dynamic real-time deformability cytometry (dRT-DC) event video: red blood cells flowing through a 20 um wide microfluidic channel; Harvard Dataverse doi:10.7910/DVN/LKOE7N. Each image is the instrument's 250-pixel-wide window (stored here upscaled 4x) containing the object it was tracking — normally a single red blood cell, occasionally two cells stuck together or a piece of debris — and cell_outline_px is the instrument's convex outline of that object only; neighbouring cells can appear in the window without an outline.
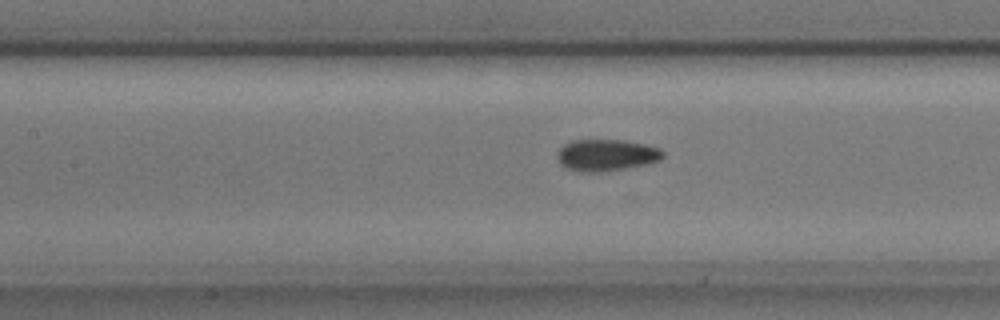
{"species": "common noctule bat (a hibernating species)", "species_latin": "Nyctalus noctula", "temperature_condition": "cold", "stored_images_in_passage": 34, "camera_frame_rate_fps": 3000, "um_per_image_px": 0.085, "animal": {"sex": "male", "body_mass_g": 17.9, "forearm_length_mm": 54.2}, "frame": {"image": 1, "passage_image": 9, "time_ms": 2.667, "image_size_px": [1000, 320], "cell_outline_px": [[664, 156], [660, 160], [648, 164], [600, 172], [580, 172], [568, 168], [560, 164], [556, 156], [556, 152], [564, 144], [572, 140], [624, 140], [644, 144], [660, 148], [664, 152]], "centroid_in_image_um": [51.53, 13.18], "position_along_channel_um": 155.9, "area_um2": 19.59}}
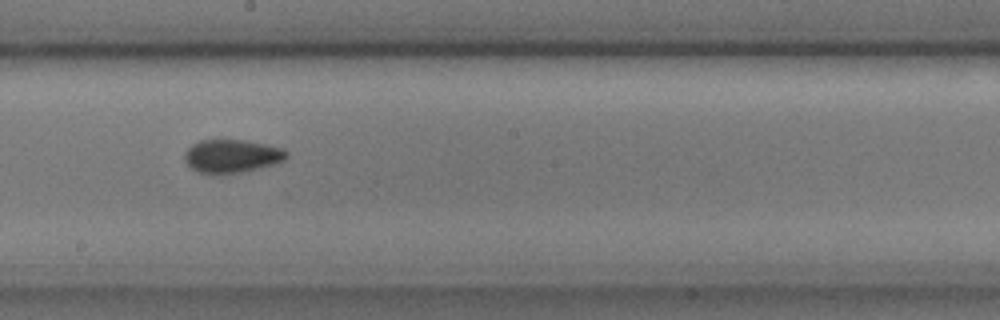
{"frame": {"image": 2, "passage_image": 15, "time_ms": 4.667, "image_size_px": [1000, 320], "cell_outline_px": [[288, 156], [284, 160], [272, 164], [240, 172], [220, 176], [212, 176], [196, 172], [184, 160], [184, 152], [192, 144], [200, 140], [244, 140], [284, 148], [288, 152]], "centroid_in_image_um": [19.65, 13.29], "position_along_channel_um": 228.6, "area_um2": 20.06}}
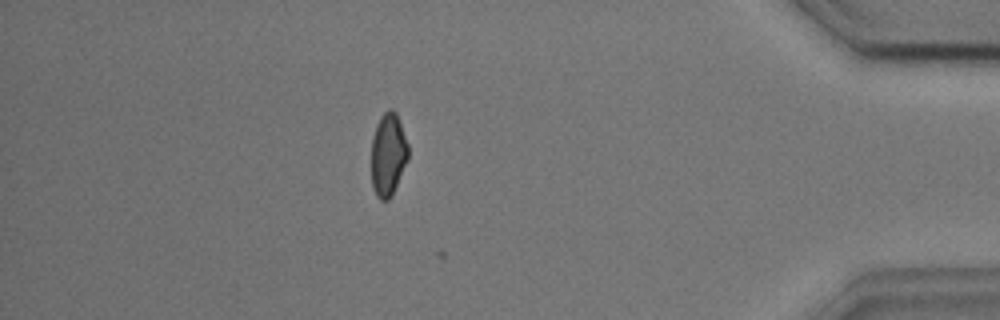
{"frame": {"image": 3, "passage_image": 33, "time_ms": 10.667, "image_size_px": [1000, 320], "cell_outline_px": [[408, 156], [392, 196], [388, 200], [380, 200], [376, 196], [372, 188], [372, 136], [376, 124], [380, 116], [388, 108], [392, 108], [396, 112], [408, 144]], "centroid_in_image_um": [32.97, 13.12], "position_along_channel_um": 402.2, "area_um2": 17.8}}